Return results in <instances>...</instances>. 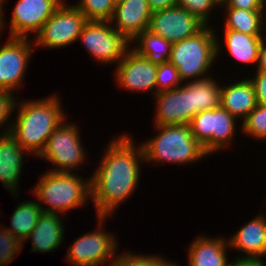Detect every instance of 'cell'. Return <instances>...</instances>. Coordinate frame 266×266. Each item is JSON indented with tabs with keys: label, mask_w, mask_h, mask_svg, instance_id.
<instances>
[{
	"label": "cell",
	"mask_w": 266,
	"mask_h": 266,
	"mask_svg": "<svg viewBox=\"0 0 266 266\" xmlns=\"http://www.w3.org/2000/svg\"><path fill=\"white\" fill-rule=\"evenodd\" d=\"M115 137L105 146L101 161L91 175V201L95 213L109 218L136 191L142 163L145 164L142 145H135L131 134Z\"/></svg>",
	"instance_id": "6da1fadb"
},
{
	"label": "cell",
	"mask_w": 266,
	"mask_h": 266,
	"mask_svg": "<svg viewBox=\"0 0 266 266\" xmlns=\"http://www.w3.org/2000/svg\"><path fill=\"white\" fill-rule=\"evenodd\" d=\"M52 93L41 99L17 101L10 135L29 155L37 157L51 133L69 116L60 95ZM24 99V100H23ZM17 110V111H16Z\"/></svg>",
	"instance_id": "7a4b0ae2"
},
{
	"label": "cell",
	"mask_w": 266,
	"mask_h": 266,
	"mask_svg": "<svg viewBox=\"0 0 266 266\" xmlns=\"http://www.w3.org/2000/svg\"><path fill=\"white\" fill-rule=\"evenodd\" d=\"M38 179L30 191L43 212L65 216L91 201V174L85 180L75 172L46 171Z\"/></svg>",
	"instance_id": "3957f363"
},
{
	"label": "cell",
	"mask_w": 266,
	"mask_h": 266,
	"mask_svg": "<svg viewBox=\"0 0 266 266\" xmlns=\"http://www.w3.org/2000/svg\"><path fill=\"white\" fill-rule=\"evenodd\" d=\"M157 134L141 142L145 163L180 166L208 158L203 147L192 136L190 125H152Z\"/></svg>",
	"instance_id": "277c9868"
},
{
	"label": "cell",
	"mask_w": 266,
	"mask_h": 266,
	"mask_svg": "<svg viewBox=\"0 0 266 266\" xmlns=\"http://www.w3.org/2000/svg\"><path fill=\"white\" fill-rule=\"evenodd\" d=\"M215 35L214 25L213 27L209 25L196 35L172 44L169 62L178 69L183 82L200 80L213 75L210 70L217 61Z\"/></svg>",
	"instance_id": "5b68a950"
},
{
	"label": "cell",
	"mask_w": 266,
	"mask_h": 266,
	"mask_svg": "<svg viewBox=\"0 0 266 266\" xmlns=\"http://www.w3.org/2000/svg\"><path fill=\"white\" fill-rule=\"evenodd\" d=\"M64 120L48 137L39 159L53 164L51 172H75L87 161L77 123ZM56 167V168H55ZM74 170V171H73Z\"/></svg>",
	"instance_id": "8992f818"
},
{
	"label": "cell",
	"mask_w": 266,
	"mask_h": 266,
	"mask_svg": "<svg viewBox=\"0 0 266 266\" xmlns=\"http://www.w3.org/2000/svg\"><path fill=\"white\" fill-rule=\"evenodd\" d=\"M97 217V228L79 236L68 247L64 260L72 266H114L117 259L118 238L105 230L107 217ZM117 239V240H116ZM109 262V264H107Z\"/></svg>",
	"instance_id": "52a82bcc"
},
{
	"label": "cell",
	"mask_w": 266,
	"mask_h": 266,
	"mask_svg": "<svg viewBox=\"0 0 266 266\" xmlns=\"http://www.w3.org/2000/svg\"><path fill=\"white\" fill-rule=\"evenodd\" d=\"M238 120L221 105L197 113L190 122L192 136L209 155L229 148L237 131Z\"/></svg>",
	"instance_id": "ba28073f"
},
{
	"label": "cell",
	"mask_w": 266,
	"mask_h": 266,
	"mask_svg": "<svg viewBox=\"0 0 266 266\" xmlns=\"http://www.w3.org/2000/svg\"><path fill=\"white\" fill-rule=\"evenodd\" d=\"M87 22L85 16L66 0L45 22L41 30L33 37L34 47L43 49H61L78 42L82 28Z\"/></svg>",
	"instance_id": "9c48e42d"
},
{
	"label": "cell",
	"mask_w": 266,
	"mask_h": 266,
	"mask_svg": "<svg viewBox=\"0 0 266 266\" xmlns=\"http://www.w3.org/2000/svg\"><path fill=\"white\" fill-rule=\"evenodd\" d=\"M85 50L101 65H114L123 58L130 42L120 34L110 21H87L78 41Z\"/></svg>",
	"instance_id": "30bf717a"
},
{
	"label": "cell",
	"mask_w": 266,
	"mask_h": 266,
	"mask_svg": "<svg viewBox=\"0 0 266 266\" xmlns=\"http://www.w3.org/2000/svg\"><path fill=\"white\" fill-rule=\"evenodd\" d=\"M1 46L0 90L14 93L23 88L25 73L36 48L33 40L20 37H8L7 42Z\"/></svg>",
	"instance_id": "8fae6325"
},
{
	"label": "cell",
	"mask_w": 266,
	"mask_h": 266,
	"mask_svg": "<svg viewBox=\"0 0 266 266\" xmlns=\"http://www.w3.org/2000/svg\"><path fill=\"white\" fill-rule=\"evenodd\" d=\"M115 66L113 76L120 89L131 93L150 91V94H156L157 65L138 54L131 46Z\"/></svg>",
	"instance_id": "7c38bea8"
},
{
	"label": "cell",
	"mask_w": 266,
	"mask_h": 266,
	"mask_svg": "<svg viewBox=\"0 0 266 266\" xmlns=\"http://www.w3.org/2000/svg\"><path fill=\"white\" fill-rule=\"evenodd\" d=\"M154 125H189L198 113L193 107L192 81H187L177 88L156 93L154 96Z\"/></svg>",
	"instance_id": "4fadbf2b"
},
{
	"label": "cell",
	"mask_w": 266,
	"mask_h": 266,
	"mask_svg": "<svg viewBox=\"0 0 266 266\" xmlns=\"http://www.w3.org/2000/svg\"><path fill=\"white\" fill-rule=\"evenodd\" d=\"M205 26L185 8L175 5L153 12L148 30L174 44L196 35Z\"/></svg>",
	"instance_id": "5bb4252c"
},
{
	"label": "cell",
	"mask_w": 266,
	"mask_h": 266,
	"mask_svg": "<svg viewBox=\"0 0 266 266\" xmlns=\"http://www.w3.org/2000/svg\"><path fill=\"white\" fill-rule=\"evenodd\" d=\"M64 0H18L9 20V37L31 38ZM32 32V33H31Z\"/></svg>",
	"instance_id": "9a60e30c"
},
{
	"label": "cell",
	"mask_w": 266,
	"mask_h": 266,
	"mask_svg": "<svg viewBox=\"0 0 266 266\" xmlns=\"http://www.w3.org/2000/svg\"><path fill=\"white\" fill-rule=\"evenodd\" d=\"M258 214L227 238L230 250H239L238 259L266 257V215L265 212Z\"/></svg>",
	"instance_id": "2e32d148"
},
{
	"label": "cell",
	"mask_w": 266,
	"mask_h": 266,
	"mask_svg": "<svg viewBox=\"0 0 266 266\" xmlns=\"http://www.w3.org/2000/svg\"><path fill=\"white\" fill-rule=\"evenodd\" d=\"M151 15L147 0H118L110 22L131 42L138 34L149 28Z\"/></svg>",
	"instance_id": "e0dca14e"
},
{
	"label": "cell",
	"mask_w": 266,
	"mask_h": 266,
	"mask_svg": "<svg viewBox=\"0 0 266 266\" xmlns=\"http://www.w3.org/2000/svg\"><path fill=\"white\" fill-rule=\"evenodd\" d=\"M27 154L29 153L10 134L0 136V182L16 198H19V182Z\"/></svg>",
	"instance_id": "ac0fdd59"
},
{
	"label": "cell",
	"mask_w": 266,
	"mask_h": 266,
	"mask_svg": "<svg viewBox=\"0 0 266 266\" xmlns=\"http://www.w3.org/2000/svg\"><path fill=\"white\" fill-rule=\"evenodd\" d=\"M222 31L224 42H221L223 41L222 38L219 39L215 28L217 59L221 54L220 52H222L221 48L223 49L225 45V51L228 52L227 55L230 58L232 57L237 63L239 61V63L246 64L245 67L255 65L253 67L255 69L258 63L259 50L264 42V35H249L230 29H223Z\"/></svg>",
	"instance_id": "d6986e66"
},
{
	"label": "cell",
	"mask_w": 266,
	"mask_h": 266,
	"mask_svg": "<svg viewBox=\"0 0 266 266\" xmlns=\"http://www.w3.org/2000/svg\"><path fill=\"white\" fill-rule=\"evenodd\" d=\"M59 214L43 212L41 213L37 224L32 229L30 235L23 242V246L28 239L31 241L29 252L47 253L58 250L64 241V222Z\"/></svg>",
	"instance_id": "ffe728a7"
},
{
	"label": "cell",
	"mask_w": 266,
	"mask_h": 266,
	"mask_svg": "<svg viewBox=\"0 0 266 266\" xmlns=\"http://www.w3.org/2000/svg\"><path fill=\"white\" fill-rule=\"evenodd\" d=\"M214 237V238H213ZM200 235L187 248L188 266H229L227 251L229 244L223 236Z\"/></svg>",
	"instance_id": "44dd1931"
},
{
	"label": "cell",
	"mask_w": 266,
	"mask_h": 266,
	"mask_svg": "<svg viewBox=\"0 0 266 266\" xmlns=\"http://www.w3.org/2000/svg\"><path fill=\"white\" fill-rule=\"evenodd\" d=\"M220 105L242 123L257 106L254 85L249 76L234 83L222 84Z\"/></svg>",
	"instance_id": "7402d4cb"
},
{
	"label": "cell",
	"mask_w": 266,
	"mask_h": 266,
	"mask_svg": "<svg viewBox=\"0 0 266 266\" xmlns=\"http://www.w3.org/2000/svg\"><path fill=\"white\" fill-rule=\"evenodd\" d=\"M225 9V10H224ZM225 14L223 29H230L249 35H264L265 11L222 8Z\"/></svg>",
	"instance_id": "603a6c76"
},
{
	"label": "cell",
	"mask_w": 266,
	"mask_h": 266,
	"mask_svg": "<svg viewBox=\"0 0 266 266\" xmlns=\"http://www.w3.org/2000/svg\"><path fill=\"white\" fill-rule=\"evenodd\" d=\"M130 45L134 51L156 65L167 63L171 58L172 43L148 29L138 34Z\"/></svg>",
	"instance_id": "cb8c5ba5"
},
{
	"label": "cell",
	"mask_w": 266,
	"mask_h": 266,
	"mask_svg": "<svg viewBox=\"0 0 266 266\" xmlns=\"http://www.w3.org/2000/svg\"><path fill=\"white\" fill-rule=\"evenodd\" d=\"M41 213L42 209L35 200H24L13 210L10 216V228L5 227L13 236L24 242L37 224Z\"/></svg>",
	"instance_id": "d4e9b609"
},
{
	"label": "cell",
	"mask_w": 266,
	"mask_h": 266,
	"mask_svg": "<svg viewBox=\"0 0 266 266\" xmlns=\"http://www.w3.org/2000/svg\"><path fill=\"white\" fill-rule=\"evenodd\" d=\"M219 83V80H215L212 75L204 79L192 80L193 107L198 113L220 106L221 85Z\"/></svg>",
	"instance_id": "484cf974"
},
{
	"label": "cell",
	"mask_w": 266,
	"mask_h": 266,
	"mask_svg": "<svg viewBox=\"0 0 266 266\" xmlns=\"http://www.w3.org/2000/svg\"><path fill=\"white\" fill-rule=\"evenodd\" d=\"M116 0H79L74 5L87 21H110L113 17Z\"/></svg>",
	"instance_id": "4316f807"
},
{
	"label": "cell",
	"mask_w": 266,
	"mask_h": 266,
	"mask_svg": "<svg viewBox=\"0 0 266 266\" xmlns=\"http://www.w3.org/2000/svg\"><path fill=\"white\" fill-rule=\"evenodd\" d=\"M241 132L254 140H266V105H258L240 125ZM245 133V134H244Z\"/></svg>",
	"instance_id": "83f0119b"
},
{
	"label": "cell",
	"mask_w": 266,
	"mask_h": 266,
	"mask_svg": "<svg viewBox=\"0 0 266 266\" xmlns=\"http://www.w3.org/2000/svg\"><path fill=\"white\" fill-rule=\"evenodd\" d=\"M114 266H179L178 263L172 262L159 255L138 254L131 251H123L117 255Z\"/></svg>",
	"instance_id": "f1b7e54d"
},
{
	"label": "cell",
	"mask_w": 266,
	"mask_h": 266,
	"mask_svg": "<svg viewBox=\"0 0 266 266\" xmlns=\"http://www.w3.org/2000/svg\"><path fill=\"white\" fill-rule=\"evenodd\" d=\"M0 225V266H7L23 249V242ZM3 226V227H2Z\"/></svg>",
	"instance_id": "f546056e"
},
{
	"label": "cell",
	"mask_w": 266,
	"mask_h": 266,
	"mask_svg": "<svg viewBox=\"0 0 266 266\" xmlns=\"http://www.w3.org/2000/svg\"><path fill=\"white\" fill-rule=\"evenodd\" d=\"M176 5L185 8L206 26H209V23H211L209 20L211 13H213L212 11L215 10V13L220 8V5L215 0H177Z\"/></svg>",
	"instance_id": "4dcf8cb0"
},
{
	"label": "cell",
	"mask_w": 266,
	"mask_h": 266,
	"mask_svg": "<svg viewBox=\"0 0 266 266\" xmlns=\"http://www.w3.org/2000/svg\"><path fill=\"white\" fill-rule=\"evenodd\" d=\"M183 84L178 69L170 62L157 65L156 93L169 91Z\"/></svg>",
	"instance_id": "1f68e13d"
},
{
	"label": "cell",
	"mask_w": 266,
	"mask_h": 266,
	"mask_svg": "<svg viewBox=\"0 0 266 266\" xmlns=\"http://www.w3.org/2000/svg\"><path fill=\"white\" fill-rule=\"evenodd\" d=\"M20 98L15 96V93L11 91L0 90V129L2 127V131H0L1 135L10 134L13 121L11 120V114L14 113L17 105V101ZM10 123H9V122Z\"/></svg>",
	"instance_id": "d6a6232c"
},
{
	"label": "cell",
	"mask_w": 266,
	"mask_h": 266,
	"mask_svg": "<svg viewBox=\"0 0 266 266\" xmlns=\"http://www.w3.org/2000/svg\"><path fill=\"white\" fill-rule=\"evenodd\" d=\"M253 76L249 79L254 85L256 102L258 105H266V73L255 72Z\"/></svg>",
	"instance_id": "836d02e7"
},
{
	"label": "cell",
	"mask_w": 266,
	"mask_h": 266,
	"mask_svg": "<svg viewBox=\"0 0 266 266\" xmlns=\"http://www.w3.org/2000/svg\"><path fill=\"white\" fill-rule=\"evenodd\" d=\"M220 8H238L243 10H264V0H226Z\"/></svg>",
	"instance_id": "e575fe53"
},
{
	"label": "cell",
	"mask_w": 266,
	"mask_h": 266,
	"mask_svg": "<svg viewBox=\"0 0 266 266\" xmlns=\"http://www.w3.org/2000/svg\"><path fill=\"white\" fill-rule=\"evenodd\" d=\"M147 1L152 13L167 9L177 4V0H147Z\"/></svg>",
	"instance_id": "d590c367"
},
{
	"label": "cell",
	"mask_w": 266,
	"mask_h": 266,
	"mask_svg": "<svg viewBox=\"0 0 266 266\" xmlns=\"http://www.w3.org/2000/svg\"><path fill=\"white\" fill-rule=\"evenodd\" d=\"M235 259V260H234ZM229 266H266V262L260 259H238L233 258Z\"/></svg>",
	"instance_id": "8d00e7d4"
},
{
	"label": "cell",
	"mask_w": 266,
	"mask_h": 266,
	"mask_svg": "<svg viewBox=\"0 0 266 266\" xmlns=\"http://www.w3.org/2000/svg\"><path fill=\"white\" fill-rule=\"evenodd\" d=\"M254 72L266 73V41L260 47L258 63Z\"/></svg>",
	"instance_id": "74e56055"
},
{
	"label": "cell",
	"mask_w": 266,
	"mask_h": 266,
	"mask_svg": "<svg viewBox=\"0 0 266 266\" xmlns=\"http://www.w3.org/2000/svg\"><path fill=\"white\" fill-rule=\"evenodd\" d=\"M7 3V0H0V35L2 36V32L4 33V29L7 28V23L5 21V14H4V5ZM0 36V40H1Z\"/></svg>",
	"instance_id": "f35d334b"
},
{
	"label": "cell",
	"mask_w": 266,
	"mask_h": 266,
	"mask_svg": "<svg viewBox=\"0 0 266 266\" xmlns=\"http://www.w3.org/2000/svg\"><path fill=\"white\" fill-rule=\"evenodd\" d=\"M219 5L224 4L226 0H215Z\"/></svg>",
	"instance_id": "ab89813d"
},
{
	"label": "cell",
	"mask_w": 266,
	"mask_h": 266,
	"mask_svg": "<svg viewBox=\"0 0 266 266\" xmlns=\"http://www.w3.org/2000/svg\"><path fill=\"white\" fill-rule=\"evenodd\" d=\"M265 19H266V15H265ZM264 32L266 33V20H265ZM264 41H266V34H264Z\"/></svg>",
	"instance_id": "60d3db41"
},
{
	"label": "cell",
	"mask_w": 266,
	"mask_h": 266,
	"mask_svg": "<svg viewBox=\"0 0 266 266\" xmlns=\"http://www.w3.org/2000/svg\"><path fill=\"white\" fill-rule=\"evenodd\" d=\"M264 11L266 13V0H264Z\"/></svg>",
	"instance_id": "b9f144b4"
}]
</instances>
